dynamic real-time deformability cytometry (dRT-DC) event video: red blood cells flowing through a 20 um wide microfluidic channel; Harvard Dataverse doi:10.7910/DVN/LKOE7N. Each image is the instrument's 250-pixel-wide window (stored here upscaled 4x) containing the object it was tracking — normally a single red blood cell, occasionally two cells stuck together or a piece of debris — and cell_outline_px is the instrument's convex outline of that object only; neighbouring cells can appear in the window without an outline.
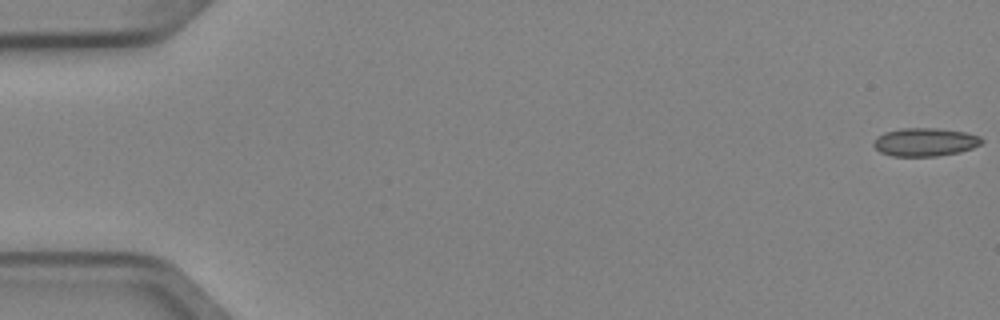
{"species": "Egyptian fruit bat (a non-hibernating species)", "species_latin": "Rousettus aegyptiacus", "temperature_condition": "cold", "stored_images_in_passage": 4, "camera_frame_rate_fps": 3000, "um_per_image_px": 0.085, "animal": {"sex": "female"}, "frame": {"image": 1, "passage_image": 1, "time_ms": 0.0, "image_size_px": [1000, 320], "cell_outline_px": [[984, 140], [980, 144], [972, 148], [960, 152], [936, 156], [892, 156], [880, 152], [872, 144], [884, 132], [904, 128], [940, 128], [964, 132], [980, 136]], "centroid_in_image_um": [78.65, 12.07], "position_along_channel_um": 6.3, "area_um2": 17.69}}